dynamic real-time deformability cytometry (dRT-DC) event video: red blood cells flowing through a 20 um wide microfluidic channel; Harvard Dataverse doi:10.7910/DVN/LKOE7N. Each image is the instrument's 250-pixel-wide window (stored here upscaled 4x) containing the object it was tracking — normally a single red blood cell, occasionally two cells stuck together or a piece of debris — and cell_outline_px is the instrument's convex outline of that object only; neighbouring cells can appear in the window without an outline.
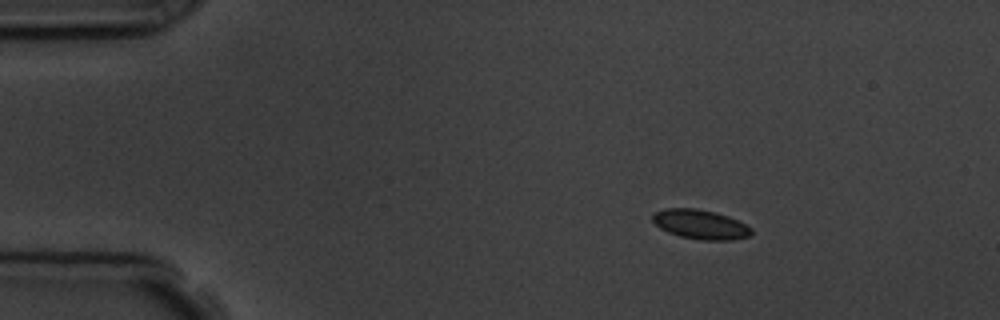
{"species": "common noctule bat (a hibernating species)", "species_latin": "Nyctalus noctula", "temperature_condition": "room temperature", "stored_images_in_passage": 5, "camera_frame_rate_fps": 3000, "um_per_image_px": 0.085, "animal": {"sex": "male", "body_mass_g": 19.5, "forearm_length_mm": 54.6}, "frame": {"image": 1, "passage_image": 2, "time_ms": 1.0, "image_size_px": [1000, 320], "cell_outline_px": [[752, 232], [748, 236], [732, 240], [700, 240], [680, 236], [668, 232], [660, 228], [652, 220], [652, 212], [664, 208], [696, 208], [716, 212], [728, 216], [752, 228]], "centroid_in_image_um": [59.5, 19.06], "position_along_channel_um": 25.5, "area_um2": 16.99}}
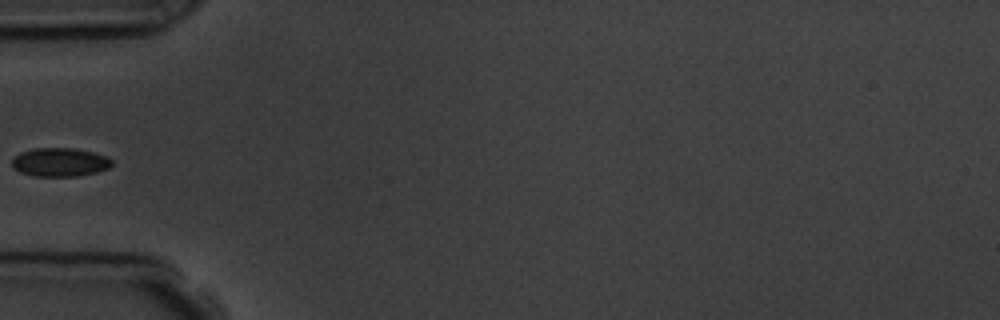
{"frame": {"image": 2, "passage_image": 4, "time_ms": 4.333, "image_size_px": [1000, 320], "cell_outline_px": [[112, 164], [108, 168], [96, 172], [76, 176], [32, 176], [20, 172], [12, 168], [12, 156], [20, 152], [32, 148], [72, 148], [92, 152], [108, 156], [112, 160]], "centroid_in_image_um": [5.04, 13.78], "position_along_channel_um": 80.0, "area_um2": 16.82}}